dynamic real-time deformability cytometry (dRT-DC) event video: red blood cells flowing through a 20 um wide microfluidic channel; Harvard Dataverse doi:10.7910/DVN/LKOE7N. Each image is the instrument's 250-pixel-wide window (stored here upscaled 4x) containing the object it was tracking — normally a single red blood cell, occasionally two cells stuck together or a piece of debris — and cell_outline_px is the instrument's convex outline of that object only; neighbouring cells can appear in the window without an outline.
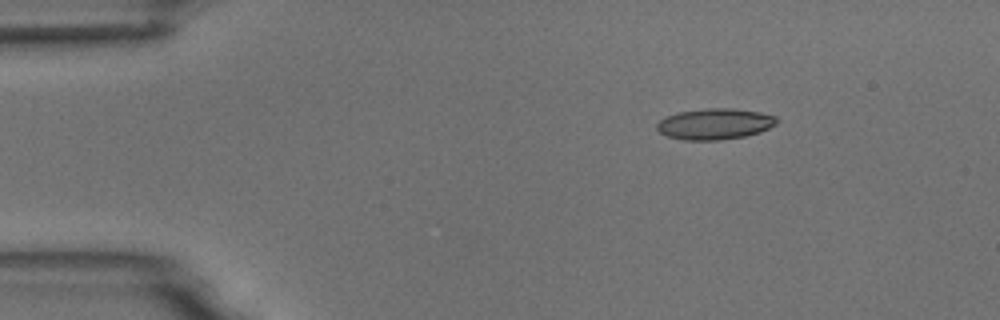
{"species": "common noctule bat (a hibernating species)", "species_latin": "Nyctalus noctula", "temperature_condition": "room temperature", "stored_images_in_passage": 5, "camera_frame_rate_fps": 3000, "um_per_image_px": 0.085, "animal": {"sex": "male", "body_mass_g": 18.8}, "frame": {"image": 1, "passage_image": 2, "time_ms": 1.333, "image_size_px": [1000, 320], "cell_outline_px": [[780, 120], [776, 124], [760, 132], [744, 136], [720, 140], [684, 140], [668, 136], [660, 132], [656, 128], [656, 124], [660, 120], [676, 112], [704, 108], [732, 108], [760, 112], [776, 116]], "centroid_in_image_um": [60.77, 10.52], "position_along_channel_um": 24.2, "area_um2": 21.73}}
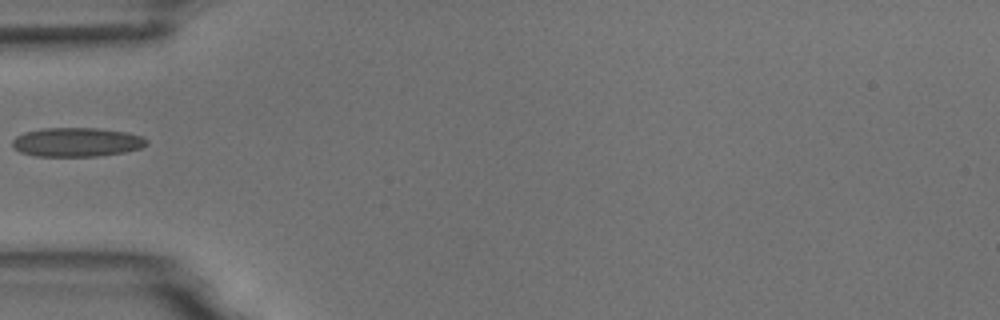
{"frame": {"image": 2, "passage_image": 5, "time_ms": 4.667, "image_size_px": [1000, 320], "cell_outline_px": [[148, 144], [140, 148], [124, 152], [96, 156], [36, 156], [20, 152], [12, 148], [12, 140], [16, 136], [24, 132], [40, 128], [100, 128], [124, 132], [144, 136], [148, 140]], "centroid_in_image_um": [6.5, 12.07], "position_along_channel_um": 78.5, "area_um2": 22.89}}